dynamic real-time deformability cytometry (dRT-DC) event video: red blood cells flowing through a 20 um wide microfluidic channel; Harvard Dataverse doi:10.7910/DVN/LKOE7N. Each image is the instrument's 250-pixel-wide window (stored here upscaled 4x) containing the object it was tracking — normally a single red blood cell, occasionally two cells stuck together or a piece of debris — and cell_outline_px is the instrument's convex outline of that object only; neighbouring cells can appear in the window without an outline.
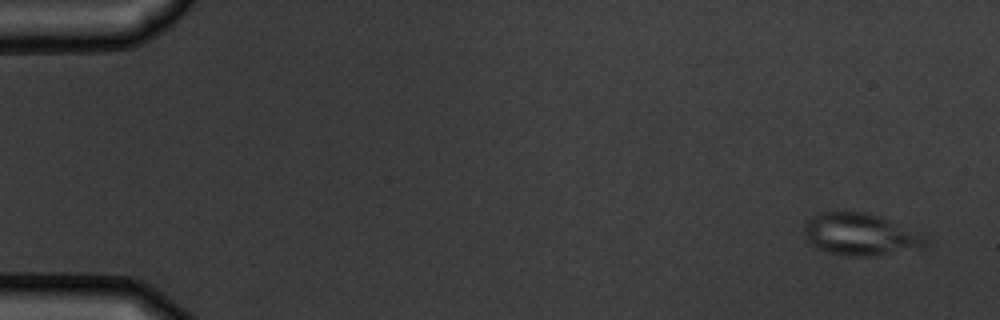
{"species": "common noctule bat (a hibernating species)", "species_latin": "Nyctalus noctula", "temperature_condition": "warm", "stored_images_in_passage": 6, "camera_frame_rate_fps": 3000, "um_per_image_px": 0.085, "animal": {"sex": "male", "body_mass_g": 19.5, "forearm_length_mm": 54.6}, "frame": {"image": 1, "passage_image": 1, "time_ms": 0.0, "image_size_px": [1000, 320], "cell_outline_px": [[928, 244], [924, 248], [876, 256], [848, 256], [828, 252], [816, 248], [804, 236], [804, 220], [820, 212], [868, 212], [928, 232]], "centroid_in_image_um": [73.25, 19.92], "position_along_channel_um": 11.7, "area_um2": 30.92}}